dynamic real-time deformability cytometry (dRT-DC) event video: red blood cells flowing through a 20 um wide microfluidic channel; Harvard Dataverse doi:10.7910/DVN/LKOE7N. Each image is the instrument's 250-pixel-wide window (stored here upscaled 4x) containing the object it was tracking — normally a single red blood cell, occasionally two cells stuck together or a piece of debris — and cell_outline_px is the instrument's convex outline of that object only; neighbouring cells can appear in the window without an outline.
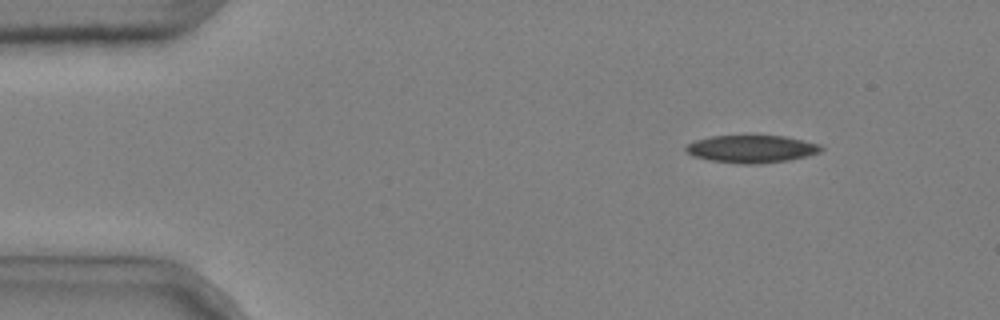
{"species": "common noctule bat (a hibernating species)", "species_latin": "Nyctalus noctula", "temperature_condition": "cold", "stored_images_in_passage": 3, "camera_frame_rate_fps": 3000, "um_per_image_px": 0.085, "animal": {"sex": "male", "body_mass_g": 20.4}, "frame": {"image": 1, "passage_image": 3, "time_ms": 0.667, "image_size_px": [1000, 320], "cell_outline_px": [[824, 148], [820, 152], [808, 156], [788, 160], [756, 164], [740, 164], [708, 160], [692, 156], [684, 148], [688, 144], [696, 140], [712, 136], [784, 136], [820, 144]], "centroid_in_image_um": [63.89, 12.67], "position_along_channel_um": 21.1, "area_um2": 21.68}}